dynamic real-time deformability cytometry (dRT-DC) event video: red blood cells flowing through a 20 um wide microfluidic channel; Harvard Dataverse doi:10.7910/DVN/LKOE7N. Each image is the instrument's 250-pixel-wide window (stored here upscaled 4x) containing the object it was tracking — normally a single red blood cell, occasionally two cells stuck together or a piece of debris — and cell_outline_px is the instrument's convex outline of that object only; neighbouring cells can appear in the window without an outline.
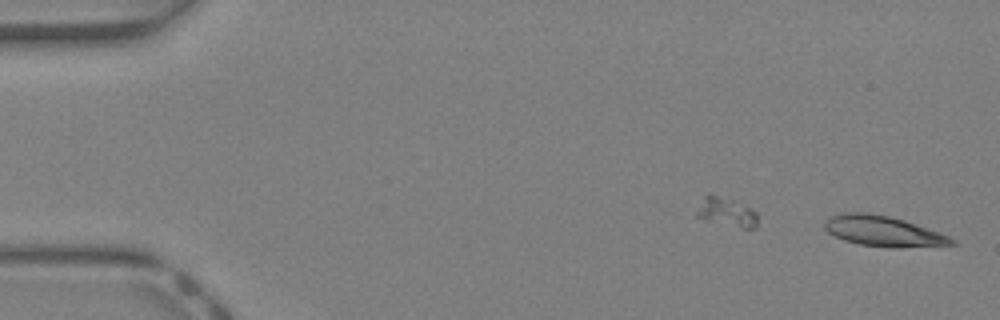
{"species": "Egyptian fruit bat (a non-hibernating species)", "species_latin": "Rousettus aegyptiacus", "temperature_condition": "warm", "stored_images_in_passage": 8, "segment_of_instrument_passage": [2, 2], "camera_frame_rate_fps": 3000, "um_per_image_px": 0.085, "animal": {"sex": "female"}, "frame": {"image": 1, "passage_image": 8, "time_ms": 2.333, "image_size_px": [1000, 320], "cell_outline_px": [[956, 244], [860, 244], [844, 240], [828, 232], [824, 228], [824, 224], [832, 216], [844, 212], [864, 212], [888, 216], [904, 220], [948, 236], [956, 240]], "centroid_in_image_um": [74.95, 19.57], "position_along_channel_um": 10.1, "area_um2": 20.69}}